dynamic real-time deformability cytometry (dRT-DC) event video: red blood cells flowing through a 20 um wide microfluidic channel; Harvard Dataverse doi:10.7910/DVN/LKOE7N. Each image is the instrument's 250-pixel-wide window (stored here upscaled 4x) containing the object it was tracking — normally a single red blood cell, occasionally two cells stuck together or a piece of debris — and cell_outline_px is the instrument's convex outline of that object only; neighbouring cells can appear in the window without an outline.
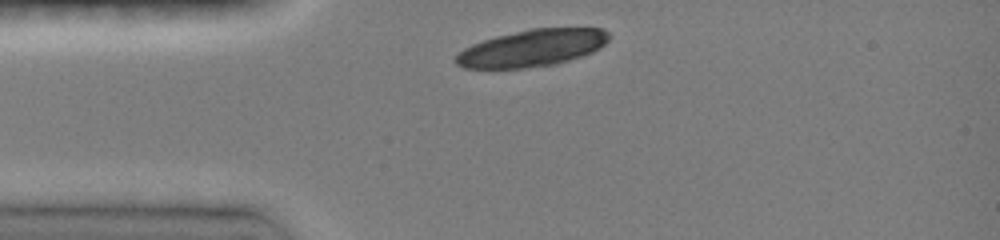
{"species": "common noctule bat (a hibernating species)", "species_latin": "Nyctalus noctula", "temperature_condition": "room temperature", "stored_images_in_passage": 7, "camera_frame_rate_fps": 3000, "um_per_image_px": 0.085, "animal": {"sex": "female", "body_mass_g": 19.0, "forearm_length_mm": 51.5}, "frame": {"image": 1, "passage_image": 1, "time_ms": 0.0, "image_size_px": [1000, 240], "cell_outline_px": [[612, 36], [600, 48], [592, 52], [556, 64], [524, 68], [464, 68], [456, 64], [452, 60], [464, 48], [472, 44], [496, 36], [528, 28], [604, 28]], "centroid_in_image_um": [45.23, 4.07], "position_along_channel_um": 39.8, "area_um2": 33.06}}